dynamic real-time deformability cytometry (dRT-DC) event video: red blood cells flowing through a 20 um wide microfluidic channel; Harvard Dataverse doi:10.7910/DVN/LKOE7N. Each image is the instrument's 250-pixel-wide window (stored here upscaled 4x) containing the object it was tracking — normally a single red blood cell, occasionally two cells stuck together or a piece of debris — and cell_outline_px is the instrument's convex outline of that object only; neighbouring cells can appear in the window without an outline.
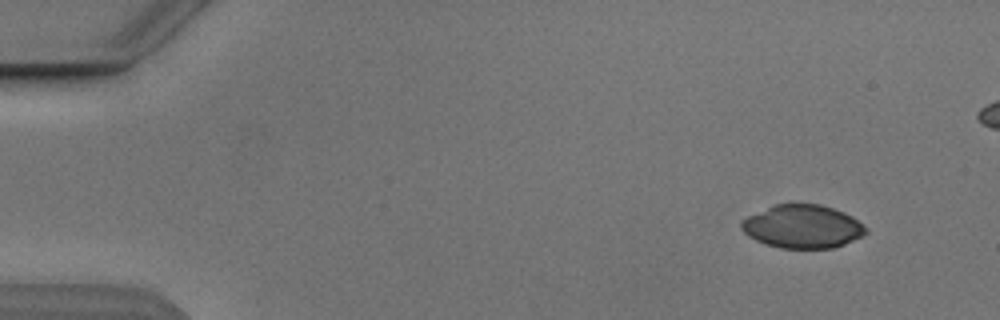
{"species": "Egyptian fruit bat (a non-hibernating species)", "species_latin": "Rousettus aegyptiacus", "temperature_condition": "cold", "stored_images_in_passage": 6, "camera_frame_rate_fps": 3000, "um_per_image_px": 0.085, "animal": {"sex": "male"}, "frame": {"image": 1, "passage_image": 1, "time_ms": 0.0, "image_size_px": [1000, 320], "cell_outline_px": [[868, 232], [864, 236], [844, 244], [832, 248], [780, 248], [764, 244], [748, 236], [740, 228], [740, 220], [748, 216], [776, 204], [792, 200], [820, 204], [844, 212], [852, 216], [864, 224], [868, 228]], "centroid_in_image_um": [68.22, 19.22], "position_along_channel_um": 16.8, "area_um2": 32.19}}
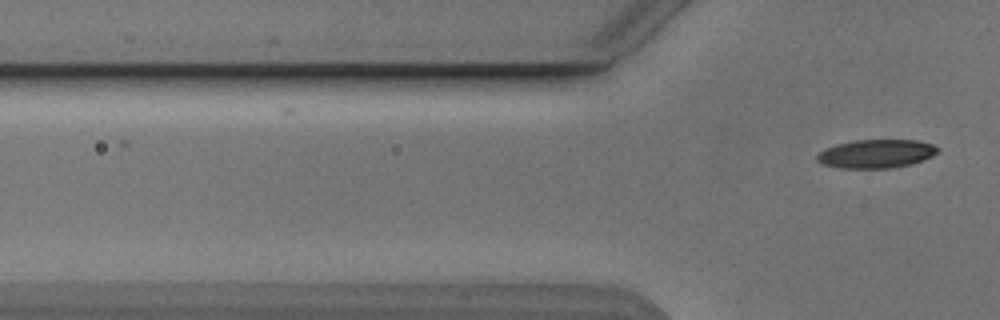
{"frame": {"image": 2, "passage_image": 6, "time_ms": 6.667, "image_size_px": [1000, 320], "cell_outline_px": [[940, 152], [932, 156], [912, 164], [892, 168], [840, 168], [824, 164], [816, 160], [816, 156], [824, 148], [836, 144], [856, 140], [916, 140], [932, 144], [940, 148]], "centroid_in_image_um": [74.5, 13.07], "position_along_channel_um": 51.3, "area_um2": 20.17}}